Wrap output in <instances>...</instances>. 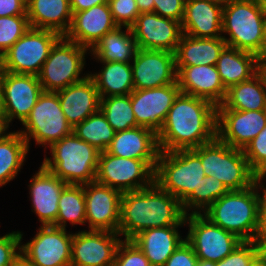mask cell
<instances>
[{
	"instance_id": "37",
	"label": "cell",
	"mask_w": 266,
	"mask_h": 266,
	"mask_svg": "<svg viewBox=\"0 0 266 266\" xmlns=\"http://www.w3.org/2000/svg\"><path fill=\"white\" fill-rule=\"evenodd\" d=\"M100 110L115 132L139 126L132 109L130 94L101 98Z\"/></svg>"
},
{
	"instance_id": "27",
	"label": "cell",
	"mask_w": 266,
	"mask_h": 266,
	"mask_svg": "<svg viewBox=\"0 0 266 266\" xmlns=\"http://www.w3.org/2000/svg\"><path fill=\"white\" fill-rule=\"evenodd\" d=\"M26 14L30 27L52 30L61 36L69 31L73 15L70 0H29Z\"/></svg>"
},
{
	"instance_id": "28",
	"label": "cell",
	"mask_w": 266,
	"mask_h": 266,
	"mask_svg": "<svg viewBox=\"0 0 266 266\" xmlns=\"http://www.w3.org/2000/svg\"><path fill=\"white\" fill-rule=\"evenodd\" d=\"M180 227L150 228L140 232L132 241L139 247L151 266H164L165 262L185 241L179 233Z\"/></svg>"
},
{
	"instance_id": "58",
	"label": "cell",
	"mask_w": 266,
	"mask_h": 266,
	"mask_svg": "<svg viewBox=\"0 0 266 266\" xmlns=\"http://www.w3.org/2000/svg\"><path fill=\"white\" fill-rule=\"evenodd\" d=\"M261 7L263 11H266V0H261L260 1Z\"/></svg>"
},
{
	"instance_id": "34",
	"label": "cell",
	"mask_w": 266,
	"mask_h": 266,
	"mask_svg": "<svg viewBox=\"0 0 266 266\" xmlns=\"http://www.w3.org/2000/svg\"><path fill=\"white\" fill-rule=\"evenodd\" d=\"M217 109L266 110V90L261 78L256 74L247 81L231 86L224 102L218 105Z\"/></svg>"
},
{
	"instance_id": "6",
	"label": "cell",
	"mask_w": 266,
	"mask_h": 266,
	"mask_svg": "<svg viewBox=\"0 0 266 266\" xmlns=\"http://www.w3.org/2000/svg\"><path fill=\"white\" fill-rule=\"evenodd\" d=\"M263 13L260 2L236 0L223 7L222 36L227 46L263 56Z\"/></svg>"
},
{
	"instance_id": "20",
	"label": "cell",
	"mask_w": 266,
	"mask_h": 266,
	"mask_svg": "<svg viewBox=\"0 0 266 266\" xmlns=\"http://www.w3.org/2000/svg\"><path fill=\"white\" fill-rule=\"evenodd\" d=\"M88 230L118 233L122 193L96 181L83 184Z\"/></svg>"
},
{
	"instance_id": "25",
	"label": "cell",
	"mask_w": 266,
	"mask_h": 266,
	"mask_svg": "<svg viewBox=\"0 0 266 266\" xmlns=\"http://www.w3.org/2000/svg\"><path fill=\"white\" fill-rule=\"evenodd\" d=\"M223 7L207 0H185L182 33L196 38L222 37Z\"/></svg>"
},
{
	"instance_id": "10",
	"label": "cell",
	"mask_w": 266,
	"mask_h": 266,
	"mask_svg": "<svg viewBox=\"0 0 266 266\" xmlns=\"http://www.w3.org/2000/svg\"><path fill=\"white\" fill-rule=\"evenodd\" d=\"M157 160H137L102 151L95 181L124 192L137 191L154 183Z\"/></svg>"
},
{
	"instance_id": "36",
	"label": "cell",
	"mask_w": 266,
	"mask_h": 266,
	"mask_svg": "<svg viewBox=\"0 0 266 266\" xmlns=\"http://www.w3.org/2000/svg\"><path fill=\"white\" fill-rule=\"evenodd\" d=\"M73 133L81 140L105 151L112 142L115 131L107 122L101 110L87 117L83 122L73 127Z\"/></svg>"
},
{
	"instance_id": "53",
	"label": "cell",
	"mask_w": 266,
	"mask_h": 266,
	"mask_svg": "<svg viewBox=\"0 0 266 266\" xmlns=\"http://www.w3.org/2000/svg\"><path fill=\"white\" fill-rule=\"evenodd\" d=\"M250 266H266V256L261 253Z\"/></svg>"
},
{
	"instance_id": "42",
	"label": "cell",
	"mask_w": 266,
	"mask_h": 266,
	"mask_svg": "<svg viewBox=\"0 0 266 266\" xmlns=\"http://www.w3.org/2000/svg\"><path fill=\"white\" fill-rule=\"evenodd\" d=\"M112 266H151V264L132 240H122Z\"/></svg>"
},
{
	"instance_id": "57",
	"label": "cell",
	"mask_w": 266,
	"mask_h": 266,
	"mask_svg": "<svg viewBox=\"0 0 266 266\" xmlns=\"http://www.w3.org/2000/svg\"><path fill=\"white\" fill-rule=\"evenodd\" d=\"M261 245H262V253L266 256V239H264L261 242Z\"/></svg>"
},
{
	"instance_id": "7",
	"label": "cell",
	"mask_w": 266,
	"mask_h": 266,
	"mask_svg": "<svg viewBox=\"0 0 266 266\" xmlns=\"http://www.w3.org/2000/svg\"><path fill=\"white\" fill-rule=\"evenodd\" d=\"M205 177L200 157L192 150L160 151L154 182L183 203Z\"/></svg>"
},
{
	"instance_id": "48",
	"label": "cell",
	"mask_w": 266,
	"mask_h": 266,
	"mask_svg": "<svg viewBox=\"0 0 266 266\" xmlns=\"http://www.w3.org/2000/svg\"><path fill=\"white\" fill-rule=\"evenodd\" d=\"M26 3L25 0H0V17L27 15Z\"/></svg>"
},
{
	"instance_id": "45",
	"label": "cell",
	"mask_w": 266,
	"mask_h": 266,
	"mask_svg": "<svg viewBox=\"0 0 266 266\" xmlns=\"http://www.w3.org/2000/svg\"><path fill=\"white\" fill-rule=\"evenodd\" d=\"M266 173H258L254 176L253 186L256 190L259 206V241L266 239ZM261 188V189H260ZM260 192V193H259Z\"/></svg>"
},
{
	"instance_id": "52",
	"label": "cell",
	"mask_w": 266,
	"mask_h": 266,
	"mask_svg": "<svg viewBox=\"0 0 266 266\" xmlns=\"http://www.w3.org/2000/svg\"><path fill=\"white\" fill-rule=\"evenodd\" d=\"M262 33H263V56H266V11H264L263 13Z\"/></svg>"
},
{
	"instance_id": "54",
	"label": "cell",
	"mask_w": 266,
	"mask_h": 266,
	"mask_svg": "<svg viewBox=\"0 0 266 266\" xmlns=\"http://www.w3.org/2000/svg\"><path fill=\"white\" fill-rule=\"evenodd\" d=\"M207 1L208 2H212V3H215V4H218L221 7H225L226 5H228L231 2L236 1V0H207Z\"/></svg>"
},
{
	"instance_id": "16",
	"label": "cell",
	"mask_w": 266,
	"mask_h": 266,
	"mask_svg": "<svg viewBox=\"0 0 266 266\" xmlns=\"http://www.w3.org/2000/svg\"><path fill=\"white\" fill-rule=\"evenodd\" d=\"M134 90L177 83L175 53L137 49L131 61Z\"/></svg>"
},
{
	"instance_id": "23",
	"label": "cell",
	"mask_w": 266,
	"mask_h": 266,
	"mask_svg": "<svg viewBox=\"0 0 266 266\" xmlns=\"http://www.w3.org/2000/svg\"><path fill=\"white\" fill-rule=\"evenodd\" d=\"M176 71L182 93L206 99L216 107L224 102L227 90L215 65L176 66Z\"/></svg>"
},
{
	"instance_id": "35",
	"label": "cell",
	"mask_w": 266,
	"mask_h": 266,
	"mask_svg": "<svg viewBox=\"0 0 266 266\" xmlns=\"http://www.w3.org/2000/svg\"><path fill=\"white\" fill-rule=\"evenodd\" d=\"M58 208L57 219L52 226L66 229L67 222L72 226L85 225L86 201L83 185L68 184L60 195Z\"/></svg>"
},
{
	"instance_id": "14",
	"label": "cell",
	"mask_w": 266,
	"mask_h": 266,
	"mask_svg": "<svg viewBox=\"0 0 266 266\" xmlns=\"http://www.w3.org/2000/svg\"><path fill=\"white\" fill-rule=\"evenodd\" d=\"M66 230L40 226L31 241L21 244V256L34 266H71L73 233Z\"/></svg>"
},
{
	"instance_id": "13",
	"label": "cell",
	"mask_w": 266,
	"mask_h": 266,
	"mask_svg": "<svg viewBox=\"0 0 266 266\" xmlns=\"http://www.w3.org/2000/svg\"><path fill=\"white\" fill-rule=\"evenodd\" d=\"M185 224L189 227L185 240L192 246L198 259L219 262L243 242L202 214H187Z\"/></svg>"
},
{
	"instance_id": "41",
	"label": "cell",
	"mask_w": 266,
	"mask_h": 266,
	"mask_svg": "<svg viewBox=\"0 0 266 266\" xmlns=\"http://www.w3.org/2000/svg\"><path fill=\"white\" fill-rule=\"evenodd\" d=\"M243 151L255 174L266 173V126Z\"/></svg>"
},
{
	"instance_id": "32",
	"label": "cell",
	"mask_w": 266,
	"mask_h": 266,
	"mask_svg": "<svg viewBox=\"0 0 266 266\" xmlns=\"http://www.w3.org/2000/svg\"><path fill=\"white\" fill-rule=\"evenodd\" d=\"M100 63L101 71L95 74L89 72V76L95 82L101 98L129 95L134 90L131 63L104 61Z\"/></svg>"
},
{
	"instance_id": "40",
	"label": "cell",
	"mask_w": 266,
	"mask_h": 266,
	"mask_svg": "<svg viewBox=\"0 0 266 266\" xmlns=\"http://www.w3.org/2000/svg\"><path fill=\"white\" fill-rule=\"evenodd\" d=\"M261 253L260 241H243L216 266H250Z\"/></svg>"
},
{
	"instance_id": "44",
	"label": "cell",
	"mask_w": 266,
	"mask_h": 266,
	"mask_svg": "<svg viewBox=\"0 0 266 266\" xmlns=\"http://www.w3.org/2000/svg\"><path fill=\"white\" fill-rule=\"evenodd\" d=\"M108 4L118 26L131 27L140 15L136 0H108Z\"/></svg>"
},
{
	"instance_id": "3",
	"label": "cell",
	"mask_w": 266,
	"mask_h": 266,
	"mask_svg": "<svg viewBox=\"0 0 266 266\" xmlns=\"http://www.w3.org/2000/svg\"><path fill=\"white\" fill-rule=\"evenodd\" d=\"M201 214L242 241H259V206L253 185L228 191Z\"/></svg>"
},
{
	"instance_id": "1",
	"label": "cell",
	"mask_w": 266,
	"mask_h": 266,
	"mask_svg": "<svg viewBox=\"0 0 266 266\" xmlns=\"http://www.w3.org/2000/svg\"><path fill=\"white\" fill-rule=\"evenodd\" d=\"M217 107L180 92L157 133L160 151L190 150L216 137Z\"/></svg>"
},
{
	"instance_id": "24",
	"label": "cell",
	"mask_w": 266,
	"mask_h": 266,
	"mask_svg": "<svg viewBox=\"0 0 266 266\" xmlns=\"http://www.w3.org/2000/svg\"><path fill=\"white\" fill-rule=\"evenodd\" d=\"M56 93L66 120L72 127L100 110L101 97L89 75Z\"/></svg>"
},
{
	"instance_id": "60",
	"label": "cell",
	"mask_w": 266,
	"mask_h": 266,
	"mask_svg": "<svg viewBox=\"0 0 266 266\" xmlns=\"http://www.w3.org/2000/svg\"><path fill=\"white\" fill-rule=\"evenodd\" d=\"M5 130V128L3 127V124H2V121H1V118H0V133Z\"/></svg>"
},
{
	"instance_id": "55",
	"label": "cell",
	"mask_w": 266,
	"mask_h": 266,
	"mask_svg": "<svg viewBox=\"0 0 266 266\" xmlns=\"http://www.w3.org/2000/svg\"><path fill=\"white\" fill-rule=\"evenodd\" d=\"M197 266H216V262L198 259Z\"/></svg>"
},
{
	"instance_id": "56",
	"label": "cell",
	"mask_w": 266,
	"mask_h": 266,
	"mask_svg": "<svg viewBox=\"0 0 266 266\" xmlns=\"http://www.w3.org/2000/svg\"><path fill=\"white\" fill-rule=\"evenodd\" d=\"M15 266H34L33 264L29 263L27 260H25L22 256L18 258L16 261Z\"/></svg>"
},
{
	"instance_id": "47",
	"label": "cell",
	"mask_w": 266,
	"mask_h": 266,
	"mask_svg": "<svg viewBox=\"0 0 266 266\" xmlns=\"http://www.w3.org/2000/svg\"><path fill=\"white\" fill-rule=\"evenodd\" d=\"M197 255L192 246L185 240L165 262L164 266H197Z\"/></svg>"
},
{
	"instance_id": "43",
	"label": "cell",
	"mask_w": 266,
	"mask_h": 266,
	"mask_svg": "<svg viewBox=\"0 0 266 266\" xmlns=\"http://www.w3.org/2000/svg\"><path fill=\"white\" fill-rule=\"evenodd\" d=\"M23 233L12 231L0 236V266H15L21 256Z\"/></svg>"
},
{
	"instance_id": "21",
	"label": "cell",
	"mask_w": 266,
	"mask_h": 266,
	"mask_svg": "<svg viewBox=\"0 0 266 266\" xmlns=\"http://www.w3.org/2000/svg\"><path fill=\"white\" fill-rule=\"evenodd\" d=\"M31 178L28 185L32 201L31 210L38 216L41 226L53 225L59 212L60 195L68 184L42 164Z\"/></svg>"
},
{
	"instance_id": "30",
	"label": "cell",
	"mask_w": 266,
	"mask_h": 266,
	"mask_svg": "<svg viewBox=\"0 0 266 266\" xmlns=\"http://www.w3.org/2000/svg\"><path fill=\"white\" fill-rule=\"evenodd\" d=\"M258 58L253 53L226 46L215 65L225 89L256 75Z\"/></svg>"
},
{
	"instance_id": "61",
	"label": "cell",
	"mask_w": 266,
	"mask_h": 266,
	"mask_svg": "<svg viewBox=\"0 0 266 266\" xmlns=\"http://www.w3.org/2000/svg\"><path fill=\"white\" fill-rule=\"evenodd\" d=\"M0 72H2V55L0 54Z\"/></svg>"
},
{
	"instance_id": "4",
	"label": "cell",
	"mask_w": 266,
	"mask_h": 266,
	"mask_svg": "<svg viewBox=\"0 0 266 266\" xmlns=\"http://www.w3.org/2000/svg\"><path fill=\"white\" fill-rule=\"evenodd\" d=\"M49 148L51 157L45 156L41 164L66 184L83 185L95 181L101 153L96 147L72 133Z\"/></svg>"
},
{
	"instance_id": "22",
	"label": "cell",
	"mask_w": 266,
	"mask_h": 266,
	"mask_svg": "<svg viewBox=\"0 0 266 266\" xmlns=\"http://www.w3.org/2000/svg\"><path fill=\"white\" fill-rule=\"evenodd\" d=\"M72 23L65 37L91 50L108 32L118 25L114 22L108 3L81 12H72Z\"/></svg>"
},
{
	"instance_id": "59",
	"label": "cell",
	"mask_w": 266,
	"mask_h": 266,
	"mask_svg": "<svg viewBox=\"0 0 266 266\" xmlns=\"http://www.w3.org/2000/svg\"><path fill=\"white\" fill-rule=\"evenodd\" d=\"M0 113H1V72H0Z\"/></svg>"
},
{
	"instance_id": "17",
	"label": "cell",
	"mask_w": 266,
	"mask_h": 266,
	"mask_svg": "<svg viewBox=\"0 0 266 266\" xmlns=\"http://www.w3.org/2000/svg\"><path fill=\"white\" fill-rule=\"evenodd\" d=\"M139 49L176 52L181 23L154 12L140 13L130 27Z\"/></svg>"
},
{
	"instance_id": "2",
	"label": "cell",
	"mask_w": 266,
	"mask_h": 266,
	"mask_svg": "<svg viewBox=\"0 0 266 266\" xmlns=\"http://www.w3.org/2000/svg\"><path fill=\"white\" fill-rule=\"evenodd\" d=\"M182 203L155 182L144 189L124 192L120 201L118 233L132 240L150 228L186 226Z\"/></svg>"
},
{
	"instance_id": "31",
	"label": "cell",
	"mask_w": 266,
	"mask_h": 266,
	"mask_svg": "<svg viewBox=\"0 0 266 266\" xmlns=\"http://www.w3.org/2000/svg\"><path fill=\"white\" fill-rule=\"evenodd\" d=\"M137 49L131 28L118 26L105 34L89 52L98 63L99 61L131 63Z\"/></svg>"
},
{
	"instance_id": "18",
	"label": "cell",
	"mask_w": 266,
	"mask_h": 266,
	"mask_svg": "<svg viewBox=\"0 0 266 266\" xmlns=\"http://www.w3.org/2000/svg\"><path fill=\"white\" fill-rule=\"evenodd\" d=\"M180 92L178 83L158 88L133 90L130 97L137 124L158 133Z\"/></svg>"
},
{
	"instance_id": "33",
	"label": "cell",
	"mask_w": 266,
	"mask_h": 266,
	"mask_svg": "<svg viewBox=\"0 0 266 266\" xmlns=\"http://www.w3.org/2000/svg\"><path fill=\"white\" fill-rule=\"evenodd\" d=\"M8 130L0 133V188L18 175L29 153L28 144L18 130Z\"/></svg>"
},
{
	"instance_id": "51",
	"label": "cell",
	"mask_w": 266,
	"mask_h": 266,
	"mask_svg": "<svg viewBox=\"0 0 266 266\" xmlns=\"http://www.w3.org/2000/svg\"><path fill=\"white\" fill-rule=\"evenodd\" d=\"M136 4L139 8L140 13H147L154 11L153 0H136Z\"/></svg>"
},
{
	"instance_id": "8",
	"label": "cell",
	"mask_w": 266,
	"mask_h": 266,
	"mask_svg": "<svg viewBox=\"0 0 266 266\" xmlns=\"http://www.w3.org/2000/svg\"><path fill=\"white\" fill-rule=\"evenodd\" d=\"M88 48L61 36L50 50L49 56L37 75L43 91L56 92L84 80L83 72ZM82 76V77H81Z\"/></svg>"
},
{
	"instance_id": "12",
	"label": "cell",
	"mask_w": 266,
	"mask_h": 266,
	"mask_svg": "<svg viewBox=\"0 0 266 266\" xmlns=\"http://www.w3.org/2000/svg\"><path fill=\"white\" fill-rule=\"evenodd\" d=\"M42 86L36 75L1 72V113L5 129L18 119L21 124L30 115L40 94Z\"/></svg>"
},
{
	"instance_id": "29",
	"label": "cell",
	"mask_w": 266,
	"mask_h": 266,
	"mask_svg": "<svg viewBox=\"0 0 266 266\" xmlns=\"http://www.w3.org/2000/svg\"><path fill=\"white\" fill-rule=\"evenodd\" d=\"M226 46L222 37L196 38L182 34L175 52L176 66L216 65Z\"/></svg>"
},
{
	"instance_id": "15",
	"label": "cell",
	"mask_w": 266,
	"mask_h": 266,
	"mask_svg": "<svg viewBox=\"0 0 266 266\" xmlns=\"http://www.w3.org/2000/svg\"><path fill=\"white\" fill-rule=\"evenodd\" d=\"M104 230H81L73 233L71 266H112L122 238Z\"/></svg>"
},
{
	"instance_id": "46",
	"label": "cell",
	"mask_w": 266,
	"mask_h": 266,
	"mask_svg": "<svg viewBox=\"0 0 266 266\" xmlns=\"http://www.w3.org/2000/svg\"><path fill=\"white\" fill-rule=\"evenodd\" d=\"M154 13L159 16L176 20L180 23L183 21L185 0H153Z\"/></svg>"
},
{
	"instance_id": "11",
	"label": "cell",
	"mask_w": 266,
	"mask_h": 266,
	"mask_svg": "<svg viewBox=\"0 0 266 266\" xmlns=\"http://www.w3.org/2000/svg\"><path fill=\"white\" fill-rule=\"evenodd\" d=\"M61 35L47 29L29 30L2 55V71L38 75Z\"/></svg>"
},
{
	"instance_id": "26",
	"label": "cell",
	"mask_w": 266,
	"mask_h": 266,
	"mask_svg": "<svg viewBox=\"0 0 266 266\" xmlns=\"http://www.w3.org/2000/svg\"><path fill=\"white\" fill-rule=\"evenodd\" d=\"M105 151L114 156L137 160H158L160 154L157 133L142 126L115 132Z\"/></svg>"
},
{
	"instance_id": "49",
	"label": "cell",
	"mask_w": 266,
	"mask_h": 266,
	"mask_svg": "<svg viewBox=\"0 0 266 266\" xmlns=\"http://www.w3.org/2000/svg\"><path fill=\"white\" fill-rule=\"evenodd\" d=\"M105 3H108V0H70V8L72 12H81Z\"/></svg>"
},
{
	"instance_id": "9",
	"label": "cell",
	"mask_w": 266,
	"mask_h": 266,
	"mask_svg": "<svg viewBox=\"0 0 266 266\" xmlns=\"http://www.w3.org/2000/svg\"><path fill=\"white\" fill-rule=\"evenodd\" d=\"M23 130L18 132L26 140L29 150L30 141L35 140L36 145L46 148L73 133V127L67 122L62 111L58 94L43 91L30 115L22 123Z\"/></svg>"
},
{
	"instance_id": "5",
	"label": "cell",
	"mask_w": 266,
	"mask_h": 266,
	"mask_svg": "<svg viewBox=\"0 0 266 266\" xmlns=\"http://www.w3.org/2000/svg\"><path fill=\"white\" fill-rule=\"evenodd\" d=\"M192 150L200 157L205 176L217 178L229 191L253 185L255 173L243 150L229 146L217 136Z\"/></svg>"
},
{
	"instance_id": "19",
	"label": "cell",
	"mask_w": 266,
	"mask_h": 266,
	"mask_svg": "<svg viewBox=\"0 0 266 266\" xmlns=\"http://www.w3.org/2000/svg\"><path fill=\"white\" fill-rule=\"evenodd\" d=\"M266 126V110L217 109L216 136L229 146L244 150Z\"/></svg>"
},
{
	"instance_id": "50",
	"label": "cell",
	"mask_w": 266,
	"mask_h": 266,
	"mask_svg": "<svg viewBox=\"0 0 266 266\" xmlns=\"http://www.w3.org/2000/svg\"><path fill=\"white\" fill-rule=\"evenodd\" d=\"M257 75L261 78L266 90V56H260L257 61Z\"/></svg>"
},
{
	"instance_id": "39",
	"label": "cell",
	"mask_w": 266,
	"mask_h": 266,
	"mask_svg": "<svg viewBox=\"0 0 266 266\" xmlns=\"http://www.w3.org/2000/svg\"><path fill=\"white\" fill-rule=\"evenodd\" d=\"M29 28L27 15L0 17V54L3 55Z\"/></svg>"
},
{
	"instance_id": "38",
	"label": "cell",
	"mask_w": 266,
	"mask_h": 266,
	"mask_svg": "<svg viewBox=\"0 0 266 266\" xmlns=\"http://www.w3.org/2000/svg\"><path fill=\"white\" fill-rule=\"evenodd\" d=\"M228 191L217 178L205 176L199 184L198 190H194L182 203V209L186 215L190 211L191 214H201Z\"/></svg>"
}]
</instances>
